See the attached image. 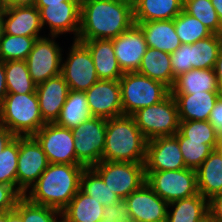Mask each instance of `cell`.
I'll list each match as a JSON object with an SVG mask.
<instances>
[{
	"label": "cell",
	"mask_w": 222,
	"mask_h": 222,
	"mask_svg": "<svg viewBox=\"0 0 222 222\" xmlns=\"http://www.w3.org/2000/svg\"><path fill=\"white\" fill-rule=\"evenodd\" d=\"M214 70H215V74H216L219 92L222 95V49H221V51L218 55V58L216 60Z\"/></svg>",
	"instance_id": "obj_49"
},
{
	"label": "cell",
	"mask_w": 222,
	"mask_h": 222,
	"mask_svg": "<svg viewBox=\"0 0 222 222\" xmlns=\"http://www.w3.org/2000/svg\"><path fill=\"white\" fill-rule=\"evenodd\" d=\"M59 39V36H44L37 39L27 56L30 77L37 85L61 74L65 48L56 41Z\"/></svg>",
	"instance_id": "obj_11"
},
{
	"label": "cell",
	"mask_w": 222,
	"mask_h": 222,
	"mask_svg": "<svg viewBox=\"0 0 222 222\" xmlns=\"http://www.w3.org/2000/svg\"><path fill=\"white\" fill-rule=\"evenodd\" d=\"M203 91H219L215 70L191 69L176 77L171 94H193Z\"/></svg>",
	"instance_id": "obj_28"
},
{
	"label": "cell",
	"mask_w": 222,
	"mask_h": 222,
	"mask_svg": "<svg viewBox=\"0 0 222 222\" xmlns=\"http://www.w3.org/2000/svg\"><path fill=\"white\" fill-rule=\"evenodd\" d=\"M146 183L168 204L198 194L195 169L145 172Z\"/></svg>",
	"instance_id": "obj_7"
},
{
	"label": "cell",
	"mask_w": 222,
	"mask_h": 222,
	"mask_svg": "<svg viewBox=\"0 0 222 222\" xmlns=\"http://www.w3.org/2000/svg\"><path fill=\"white\" fill-rule=\"evenodd\" d=\"M222 49V35L211 36L190 44L192 69H213Z\"/></svg>",
	"instance_id": "obj_31"
},
{
	"label": "cell",
	"mask_w": 222,
	"mask_h": 222,
	"mask_svg": "<svg viewBox=\"0 0 222 222\" xmlns=\"http://www.w3.org/2000/svg\"><path fill=\"white\" fill-rule=\"evenodd\" d=\"M179 132L191 140L204 141V144L210 145L213 149H217L219 144V139L209 121H180Z\"/></svg>",
	"instance_id": "obj_40"
},
{
	"label": "cell",
	"mask_w": 222,
	"mask_h": 222,
	"mask_svg": "<svg viewBox=\"0 0 222 222\" xmlns=\"http://www.w3.org/2000/svg\"><path fill=\"white\" fill-rule=\"evenodd\" d=\"M143 31L148 47L173 53L182 45L176 34L174 19L147 22H135Z\"/></svg>",
	"instance_id": "obj_23"
},
{
	"label": "cell",
	"mask_w": 222,
	"mask_h": 222,
	"mask_svg": "<svg viewBox=\"0 0 222 222\" xmlns=\"http://www.w3.org/2000/svg\"><path fill=\"white\" fill-rule=\"evenodd\" d=\"M69 91V85L61 74L37 85L36 94L45 123L56 122Z\"/></svg>",
	"instance_id": "obj_20"
},
{
	"label": "cell",
	"mask_w": 222,
	"mask_h": 222,
	"mask_svg": "<svg viewBox=\"0 0 222 222\" xmlns=\"http://www.w3.org/2000/svg\"><path fill=\"white\" fill-rule=\"evenodd\" d=\"M198 193L206 199L222 193V154L214 149L196 169Z\"/></svg>",
	"instance_id": "obj_24"
},
{
	"label": "cell",
	"mask_w": 222,
	"mask_h": 222,
	"mask_svg": "<svg viewBox=\"0 0 222 222\" xmlns=\"http://www.w3.org/2000/svg\"><path fill=\"white\" fill-rule=\"evenodd\" d=\"M92 168L122 200L146 183L144 163L102 160Z\"/></svg>",
	"instance_id": "obj_8"
},
{
	"label": "cell",
	"mask_w": 222,
	"mask_h": 222,
	"mask_svg": "<svg viewBox=\"0 0 222 222\" xmlns=\"http://www.w3.org/2000/svg\"><path fill=\"white\" fill-rule=\"evenodd\" d=\"M14 211L23 222H54L61 214L57 209L31 202L24 195L18 199Z\"/></svg>",
	"instance_id": "obj_37"
},
{
	"label": "cell",
	"mask_w": 222,
	"mask_h": 222,
	"mask_svg": "<svg viewBox=\"0 0 222 222\" xmlns=\"http://www.w3.org/2000/svg\"><path fill=\"white\" fill-rule=\"evenodd\" d=\"M103 218L111 222H127L130 220L129 209L124 200L104 207Z\"/></svg>",
	"instance_id": "obj_42"
},
{
	"label": "cell",
	"mask_w": 222,
	"mask_h": 222,
	"mask_svg": "<svg viewBox=\"0 0 222 222\" xmlns=\"http://www.w3.org/2000/svg\"><path fill=\"white\" fill-rule=\"evenodd\" d=\"M134 24L131 0H81L77 40L113 39Z\"/></svg>",
	"instance_id": "obj_1"
},
{
	"label": "cell",
	"mask_w": 222,
	"mask_h": 222,
	"mask_svg": "<svg viewBox=\"0 0 222 222\" xmlns=\"http://www.w3.org/2000/svg\"><path fill=\"white\" fill-rule=\"evenodd\" d=\"M63 1H81V0H37L36 7H45L47 4H61Z\"/></svg>",
	"instance_id": "obj_50"
},
{
	"label": "cell",
	"mask_w": 222,
	"mask_h": 222,
	"mask_svg": "<svg viewBox=\"0 0 222 222\" xmlns=\"http://www.w3.org/2000/svg\"><path fill=\"white\" fill-rule=\"evenodd\" d=\"M145 172L187 168L175 136L157 137L147 141Z\"/></svg>",
	"instance_id": "obj_16"
},
{
	"label": "cell",
	"mask_w": 222,
	"mask_h": 222,
	"mask_svg": "<svg viewBox=\"0 0 222 222\" xmlns=\"http://www.w3.org/2000/svg\"><path fill=\"white\" fill-rule=\"evenodd\" d=\"M209 216L216 222H222V193L209 199Z\"/></svg>",
	"instance_id": "obj_45"
},
{
	"label": "cell",
	"mask_w": 222,
	"mask_h": 222,
	"mask_svg": "<svg viewBox=\"0 0 222 222\" xmlns=\"http://www.w3.org/2000/svg\"><path fill=\"white\" fill-rule=\"evenodd\" d=\"M42 37L9 35L2 32L0 37V57L2 62L26 60L34 42Z\"/></svg>",
	"instance_id": "obj_34"
},
{
	"label": "cell",
	"mask_w": 222,
	"mask_h": 222,
	"mask_svg": "<svg viewBox=\"0 0 222 222\" xmlns=\"http://www.w3.org/2000/svg\"><path fill=\"white\" fill-rule=\"evenodd\" d=\"M80 190L93 197L105 207L118 203L121 198L111 191L101 176L92 168L85 167L80 180Z\"/></svg>",
	"instance_id": "obj_33"
},
{
	"label": "cell",
	"mask_w": 222,
	"mask_h": 222,
	"mask_svg": "<svg viewBox=\"0 0 222 222\" xmlns=\"http://www.w3.org/2000/svg\"><path fill=\"white\" fill-rule=\"evenodd\" d=\"M2 29L5 34L28 37H44L47 32L42 27L40 11L36 6L4 9Z\"/></svg>",
	"instance_id": "obj_19"
},
{
	"label": "cell",
	"mask_w": 222,
	"mask_h": 222,
	"mask_svg": "<svg viewBox=\"0 0 222 222\" xmlns=\"http://www.w3.org/2000/svg\"><path fill=\"white\" fill-rule=\"evenodd\" d=\"M7 222H23L22 218L14 211H7Z\"/></svg>",
	"instance_id": "obj_52"
},
{
	"label": "cell",
	"mask_w": 222,
	"mask_h": 222,
	"mask_svg": "<svg viewBox=\"0 0 222 222\" xmlns=\"http://www.w3.org/2000/svg\"><path fill=\"white\" fill-rule=\"evenodd\" d=\"M217 149L220 151V153L222 154V140H219V144L217 146Z\"/></svg>",
	"instance_id": "obj_57"
},
{
	"label": "cell",
	"mask_w": 222,
	"mask_h": 222,
	"mask_svg": "<svg viewBox=\"0 0 222 222\" xmlns=\"http://www.w3.org/2000/svg\"><path fill=\"white\" fill-rule=\"evenodd\" d=\"M170 57L173 76L175 78L192 69L190 63V44H182L173 53H170Z\"/></svg>",
	"instance_id": "obj_41"
},
{
	"label": "cell",
	"mask_w": 222,
	"mask_h": 222,
	"mask_svg": "<svg viewBox=\"0 0 222 222\" xmlns=\"http://www.w3.org/2000/svg\"><path fill=\"white\" fill-rule=\"evenodd\" d=\"M178 139L180 151L187 168L197 169L214 150L204 141L191 140L184 137L179 131L174 135Z\"/></svg>",
	"instance_id": "obj_39"
},
{
	"label": "cell",
	"mask_w": 222,
	"mask_h": 222,
	"mask_svg": "<svg viewBox=\"0 0 222 222\" xmlns=\"http://www.w3.org/2000/svg\"><path fill=\"white\" fill-rule=\"evenodd\" d=\"M99 222H111V221L106 218H102Z\"/></svg>",
	"instance_id": "obj_59"
},
{
	"label": "cell",
	"mask_w": 222,
	"mask_h": 222,
	"mask_svg": "<svg viewBox=\"0 0 222 222\" xmlns=\"http://www.w3.org/2000/svg\"><path fill=\"white\" fill-rule=\"evenodd\" d=\"M0 222H7V211L0 212Z\"/></svg>",
	"instance_id": "obj_54"
},
{
	"label": "cell",
	"mask_w": 222,
	"mask_h": 222,
	"mask_svg": "<svg viewBox=\"0 0 222 222\" xmlns=\"http://www.w3.org/2000/svg\"><path fill=\"white\" fill-rule=\"evenodd\" d=\"M103 211L101 202L79 190L61 213L70 222H99Z\"/></svg>",
	"instance_id": "obj_29"
},
{
	"label": "cell",
	"mask_w": 222,
	"mask_h": 222,
	"mask_svg": "<svg viewBox=\"0 0 222 222\" xmlns=\"http://www.w3.org/2000/svg\"><path fill=\"white\" fill-rule=\"evenodd\" d=\"M174 26L182 44H193L213 34L197 18L184 10L174 18Z\"/></svg>",
	"instance_id": "obj_35"
},
{
	"label": "cell",
	"mask_w": 222,
	"mask_h": 222,
	"mask_svg": "<svg viewBox=\"0 0 222 222\" xmlns=\"http://www.w3.org/2000/svg\"><path fill=\"white\" fill-rule=\"evenodd\" d=\"M201 222H216L214 219H212L210 216L206 217L204 220Z\"/></svg>",
	"instance_id": "obj_56"
},
{
	"label": "cell",
	"mask_w": 222,
	"mask_h": 222,
	"mask_svg": "<svg viewBox=\"0 0 222 222\" xmlns=\"http://www.w3.org/2000/svg\"><path fill=\"white\" fill-rule=\"evenodd\" d=\"M51 164H76L74 135L71 129L46 123L34 135Z\"/></svg>",
	"instance_id": "obj_14"
},
{
	"label": "cell",
	"mask_w": 222,
	"mask_h": 222,
	"mask_svg": "<svg viewBox=\"0 0 222 222\" xmlns=\"http://www.w3.org/2000/svg\"><path fill=\"white\" fill-rule=\"evenodd\" d=\"M20 197L12 186L0 183V212L14 210Z\"/></svg>",
	"instance_id": "obj_43"
},
{
	"label": "cell",
	"mask_w": 222,
	"mask_h": 222,
	"mask_svg": "<svg viewBox=\"0 0 222 222\" xmlns=\"http://www.w3.org/2000/svg\"><path fill=\"white\" fill-rule=\"evenodd\" d=\"M16 136L5 126L0 124V150H4Z\"/></svg>",
	"instance_id": "obj_46"
},
{
	"label": "cell",
	"mask_w": 222,
	"mask_h": 222,
	"mask_svg": "<svg viewBox=\"0 0 222 222\" xmlns=\"http://www.w3.org/2000/svg\"><path fill=\"white\" fill-rule=\"evenodd\" d=\"M0 124L15 136H34L46 123L36 93H7L0 111Z\"/></svg>",
	"instance_id": "obj_4"
},
{
	"label": "cell",
	"mask_w": 222,
	"mask_h": 222,
	"mask_svg": "<svg viewBox=\"0 0 222 222\" xmlns=\"http://www.w3.org/2000/svg\"><path fill=\"white\" fill-rule=\"evenodd\" d=\"M40 11V18L46 36L73 35L77 40L80 30L81 1H63L61 4H47L45 7H36Z\"/></svg>",
	"instance_id": "obj_13"
},
{
	"label": "cell",
	"mask_w": 222,
	"mask_h": 222,
	"mask_svg": "<svg viewBox=\"0 0 222 222\" xmlns=\"http://www.w3.org/2000/svg\"><path fill=\"white\" fill-rule=\"evenodd\" d=\"M3 9L16 6H35L37 0H0Z\"/></svg>",
	"instance_id": "obj_48"
},
{
	"label": "cell",
	"mask_w": 222,
	"mask_h": 222,
	"mask_svg": "<svg viewBox=\"0 0 222 222\" xmlns=\"http://www.w3.org/2000/svg\"><path fill=\"white\" fill-rule=\"evenodd\" d=\"M183 10L197 18L213 34L222 35V26L211 0H184Z\"/></svg>",
	"instance_id": "obj_36"
},
{
	"label": "cell",
	"mask_w": 222,
	"mask_h": 222,
	"mask_svg": "<svg viewBox=\"0 0 222 222\" xmlns=\"http://www.w3.org/2000/svg\"><path fill=\"white\" fill-rule=\"evenodd\" d=\"M84 168L83 165L49 163L24 196L33 203L62 211L80 190Z\"/></svg>",
	"instance_id": "obj_2"
},
{
	"label": "cell",
	"mask_w": 222,
	"mask_h": 222,
	"mask_svg": "<svg viewBox=\"0 0 222 222\" xmlns=\"http://www.w3.org/2000/svg\"><path fill=\"white\" fill-rule=\"evenodd\" d=\"M124 201L134 222H166L168 203L147 184L133 191Z\"/></svg>",
	"instance_id": "obj_15"
},
{
	"label": "cell",
	"mask_w": 222,
	"mask_h": 222,
	"mask_svg": "<svg viewBox=\"0 0 222 222\" xmlns=\"http://www.w3.org/2000/svg\"><path fill=\"white\" fill-rule=\"evenodd\" d=\"M19 156V136H16L0 150V183L12 186L17 191V162Z\"/></svg>",
	"instance_id": "obj_38"
},
{
	"label": "cell",
	"mask_w": 222,
	"mask_h": 222,
	"mask_svg": "<svg viewBox=\"0 0 222 222\" xmlns=\"http://www.w3.org/2000/svg\"><path fill=\"white\" fill-rule=\"evenodd\" d=\"M2 23H3V15H0V37H1V34L3 32Z\"/></svg>",
	"instance_id": "obj_55"
},
{
	"label": "cell",
	"mask_w": 222,
	"mask_h": 222,
	"mask_svg": "<svg viewBox=\"0 0 222 222\" xmlns=\"http://www.w3.org/2000/svg\"><path fill=\"white\" fill-rule=\"evenodd\" d=\"M85 93L91 116L110 119L123 115L119 80H98Z\"/></svg>",
	"instance_id": "obj_17"
},
{
	"label": "cell",
	"mask_w": 222,
	"mask_h": 222,
	"mask_svg": "<svg viewBox=\"0 0 222 222\" xmlns=\"http://www.w3.org/2000/svg\"><path fill=\"white\" fill-rule=\"evenodd\" d=\"M178 107L179 121H208L219 91H201L193 94H172Z\"/></svg>",
	"instance_id": "obj_21"
},
{
	"label": "cell",
	"mask_w": 222,
	"mask_h": 222,
	"mask_svg": "<svg viewBox=\"0 0 222 222\" xmlns=\"http://www.w3.org/2000/svg\"><path fill=\"white\" fill-rule=\"evenodd\" d=\"M170 53L148 47L137 73L162 82L171 89L175 82Z\"/></svg>",
	"instance_id": "obj_26"
},
{
	"label": "cell",
	"mask_w": 222,
	"mask_h": 222,
	"mask_svg": "<svg viewBox=\"0 0 222 222\" xmlns=\"http://www.w3.org/2000/svg\"><path fill=\"white\" fill-rule=\"evenodd\" d=\"M3 6H2V4H1V1H0V15H3Z\"/></svg>",
	"instance_id": "obj_58"
},
{
	"label": "cell",
	"mask_w": 222,
	"mask_h": 222,
	"mask_svg": "<svg viewBox=\"0 0 222 222\" xmlns=\"http://www.w3.org/2000/svg\"><path fill=\"white\" fill-rule=\"evenodd\" d=\"M211 3L215 8L216 13L218 14L220 24L222 26V0H211Z\"/></svg>",
	"instance_id": "obj_51"
},
{
	"label": "cell",
	"mask_w": 222,
	"mask_h": 222,
	"mask_svg": "<svg viewBox=\"0 0 222 222\" xmlns=\"http://www.w3.org/2000/svg\"><path fill=\"white\" fill-rule=\"evenodd\" d=\"M123 115H132L138 109L161 102L170 89L162 82L137 72H126L119 79Z\"/></svg>",
	"instance_id": "obj_5"
},
{
	"label": "cell",
	"mask_w": 222,
	"mask_h": 222,
	"mask_svg": "<svg viewBox=\"0 0 222 222\" xmlns=\"http://www.w3.org/2000/svg\"><path fill=\"white\" fill-rule=\"evenodd\" d=\"M71 41L66 55L62 56L61 75L70 90L85 92L99 78L89 49L80 41Z\"/></svg>",
	"instance_id": "obj_9"
},
{
	"label": "cell",
	"mask_w": 222,
	"mask_h": 222,
	"mask_svg": "<svg viewBox=\"0 0 222 222\" xmlns=\"http://www.w3.org/2000/svg\"><path fill=\"white\" fill-rule=\"evenodd\" d=\"M4 69L8 93H36L37 84L30 77L26 60L5 61Z\"/></svg>",
	"instance_id": "obj_32"
},
{
	"label": "cell",
	"mask_w": 222,
	"mask_h": 222,
	"mask_svg": "<svg viewBox=\"0 0 222 222\" xmlns=\"http://www.w3.org/2000/svg\"><path fill=\"white\" fill-rule=\"evenodd\" d=\"M54 222H70L62 213L54 220Z\"/></svg>",
	"instance_id": "obj_53"
},
{
	"label": "cell",
	"mask_w": 222,
	"mask_h": 222,
	"mask_svg": "<svg viewBox=\"0 0 222 222\" xmlns=\"http://www.w3.org/2000/svg\"><path fill=\"white\" fill-rule=\"evenodd\" d=\"M131 116L147 141L174 136L179 131L178 107L171 93L161 102L138 109Z\"/></svg>",
	"instance_id": "obj_6"
},
{
	"label": "cell",
	"mask_w": 222,
	"mask_h": 222,
	"mask_svg": "<svg viewBox=\"0 0 222 222\" xmlns=\"http://www.w3.org/2000/svg\"><path fill=\"white\" fill-rule=\"evenodd\" d=\"M111 40L122 72H137L148 48L141 28L134 24L130 29Z\"/></svg>",
	"instance_id": "obj_18"
},
{
	"label": "cell",
	"mask_w": 222,
	"mask_h": 222,
	"mask_svg": "<svg viewBox=\"0 0 222 222\" xmlns=\"http://www.w3.org/2000/svg\"><path fill=\"white\" fill-rule=\"evenodd\" d=\"M90 51L99 80H119L120 69L111 39L77 40Z\"/></svg>",
	"instance_id": "obj_22"
},
{
	"label": "cell",
	"mask_w": 222,
	"mask_h": 222,
	"mask_svg": "<svg viewBox=\"0 0 222 222\" xmlns=\"http://www.w3.org/2000/svg\"><path fill=\"white\" fill-rule=\"evenodd\" d=\"M208 121L214 128L216 137L222 140V95L215 102Z\"/></svg>",
	"instance_id": "obj_44"
},
{
	"label": "cell",
	"mask_w": 222,
	"mask_h": 222,
	"mask_svg": "<svg viewBox=\"0 0 222 222\" xmlns=\"http://www.w3.org/2000/svg\"><path fill=\"white\" fill-rule=\"evenodd\" d=\"M183 4L184 0H133L134 22L172 20Z\"/></svg>",
	"instance_id": "obj_25"
},
{
	"label": "cell",
	"mask_w": 222,
	"mask_h": 222,
	"mask_svg": "<svg viewBox=\"0 0 222 222\" xmlns=\"http://www.w3.org/2000/svg\"><path fill=\"white\" fill-rule=\"evenodd\" d=\"M7 93L4 62H0V111Z\"/></svg>",
	"instance_id": "obj_47"
},
{
	"label": "cell",
	"mask_w": 222,
	"mask_h": 222,
	"mask_svg": "<svg viewBox=\"0 0 222 222\" xmlns=\"http://www.w3.org/2000/svg\"><path fill=\"white\" fill-rule=\"evenodd\" d=\"M76 165L92 167L102 161L106 137V119L91 116L72 129Z\"/></svg>",
	"instance_id": "obj_10"
},
{
	"label": "cell",
	"mask_w": 222,
	"mask_h": 222,
	"mask_svg": "<svg viewBox=\"0 0 222 222\" xmlns=\"http://www.w3.org/2000/svg\"><path fill=\"white\" fill-rule=\"evenodd\" d=\"M209 216V200L201 194L168 204L166 222H201Z\"/></svg>",
	"instance_id": "obj_27"
},
{
	"label": "cell",
	"mask_w": 222,
	"mask_h": 222,
	"mask_svg": "<svg viewBox=\"0 0 222 222\" xmlns=\"http://www.w3.org/2000/svg\"><path fill=\"white\" fill-rule=\"evenodd\" d=\"M90 117L86 93L70 90L55 123L72 130Z\"/></svg>",
	"instance_id": "obj_30"
},
{
	"label": "cell",
	"mask_w": 222,
	"mask_h": 222,
	"mask_svg": "<svg viewBox=\"0 0 222 222\" xmlns=\"http://www.w3.org/2000/svg\"><path fill=\"white\" fill-rule=\"evenodd\" d=\"M49 162L34 136H19L17 192L22 196L37 182Z\"/></svg>",
	"instance_id": "obj_12"
},
{
	"label": "cell",
	"mask_w": 222,
	"mask_h": 222,
	"mask_svg": "<svg viewBox=\"0 0 222 222\" xmlns=\"http://www.w3.org/2000/svg\"><path fill=\"white\" fill-rule=\"evenodd\" d=\"M147 140L130 115L106 119L103 161L145 163Z\"/></svg>",
	"instance_id": "obj_3"
}]
</instances>
